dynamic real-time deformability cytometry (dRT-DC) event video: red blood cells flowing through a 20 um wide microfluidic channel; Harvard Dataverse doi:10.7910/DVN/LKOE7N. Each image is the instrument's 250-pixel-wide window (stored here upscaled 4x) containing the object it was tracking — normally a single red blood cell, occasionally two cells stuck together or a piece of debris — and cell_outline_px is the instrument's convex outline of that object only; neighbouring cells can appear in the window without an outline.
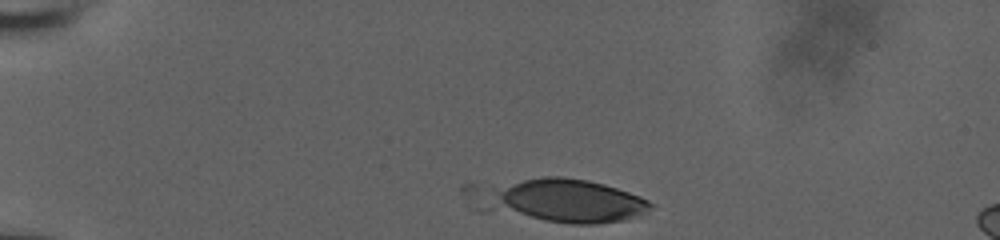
{"species": "human", "species_latin": "Homo sapiens", "temperature_condition": "room temperature", "stored_images_in_passage": 5, "camera_frame_rate_fps": 3000, "um_per_image_px": 0.085, "donor": {"sex": "male"}, "frame": {"image": 1, "passage_image": 1, "time_ms": 0.0, "image_size_px": [1000, 240], "cell_outline_px": [[656, 204], [652, 208], [636, 216], [624, 220], [596, 224], [568, 224], [476, 212], [476, 208], [492, 188], [524, 180], [544, 176], [564, 176], [588, 180], [604, 184], [640, 196]], "centroid_in_image_um": [47.9, 17.11], "position_along_channel_um": 37.1, "area_um2": 43.47}}